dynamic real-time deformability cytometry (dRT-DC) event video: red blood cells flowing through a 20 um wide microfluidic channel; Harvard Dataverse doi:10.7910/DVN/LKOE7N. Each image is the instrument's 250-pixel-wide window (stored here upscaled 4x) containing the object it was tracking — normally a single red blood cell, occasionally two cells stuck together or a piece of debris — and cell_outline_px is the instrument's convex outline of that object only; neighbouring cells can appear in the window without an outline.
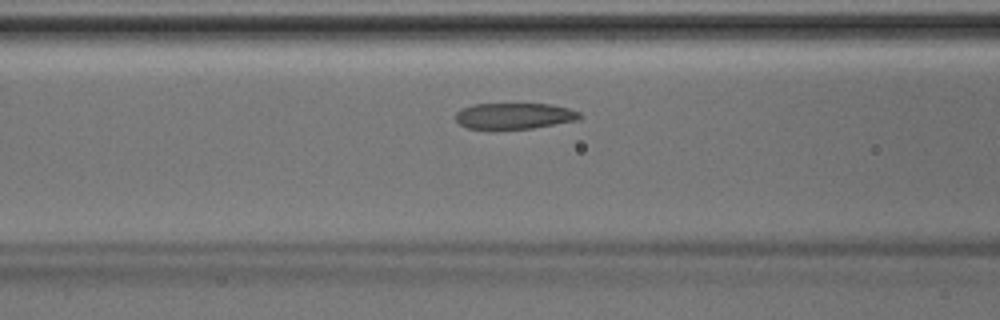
{"species": "Egyptian fruit bat (a non-hibernating species)", "species_latin": "Rousettus aegyptiacus", "temperature_condition": "room temperature", "stored_images_in_passage": 39, "camera_frame_rate_fps": 3000, "um_per_image_px": 0.085, "animal": {"sex": "male"}, "frame": {"image": 1, "passage_image": 12, "time_ms": 3.667, "image_size_px": [1000, 320], "cell_outline_px": [[580, 116], [576, 120], [532, 128], [468, 128], [460, 124], [456, 120], [456, 112], [472, 104], [552, 104], [568, 108], [580, 112]], "centroid_in_image_um": [43.71, 9.84], "position_along_channel_um": 122.9, "area_um2": 18.44}}
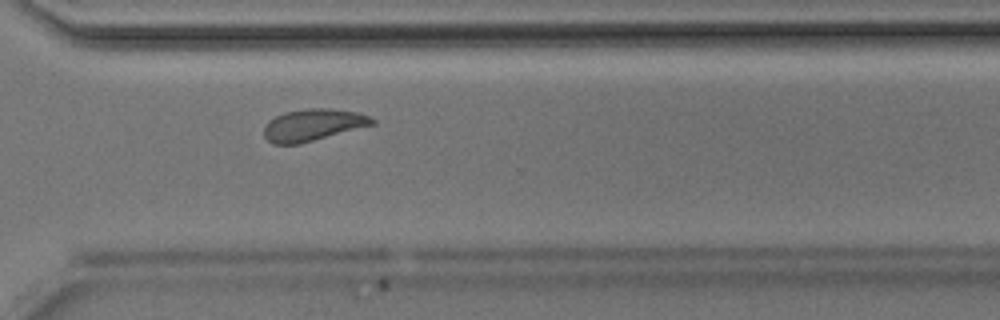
{"frame": {"image": 2, "passage_image": 27, "time_ms": 8.667, "image_size_px": [1000, 320], "cell_outline_px": [[376, 124], [300, 144], [272, 144], [264, 136], [264, 128], [268, 120], [284, 112], [308, 108], [328, 108], [360, 112], [376, 120]], "centroid_in_image_um": [26.62, 10.62], "position_along_channel_um": 344.0, "area_um2": 20.29}}
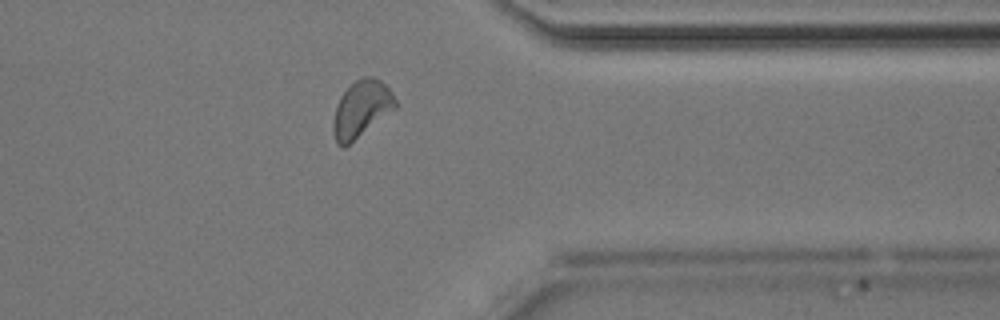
{"frame": {"image": 3, "passage_image": 30, "time_ms": 9.667, "image_size_px": [1000, 320], "cell_outline_px": [[400, 104], [396, 108], [344, 148], [340, 148], [336, 144], [332, 132], [332, 120], [336, 104], [340, 96], [356, 80], [364, 76], [372, 76], [380, 80], [392, 92]], "centroid_in_image_um": [30.7, 9.28], "position_along_channel_um": 380.7, "area_um2": 20.81}}